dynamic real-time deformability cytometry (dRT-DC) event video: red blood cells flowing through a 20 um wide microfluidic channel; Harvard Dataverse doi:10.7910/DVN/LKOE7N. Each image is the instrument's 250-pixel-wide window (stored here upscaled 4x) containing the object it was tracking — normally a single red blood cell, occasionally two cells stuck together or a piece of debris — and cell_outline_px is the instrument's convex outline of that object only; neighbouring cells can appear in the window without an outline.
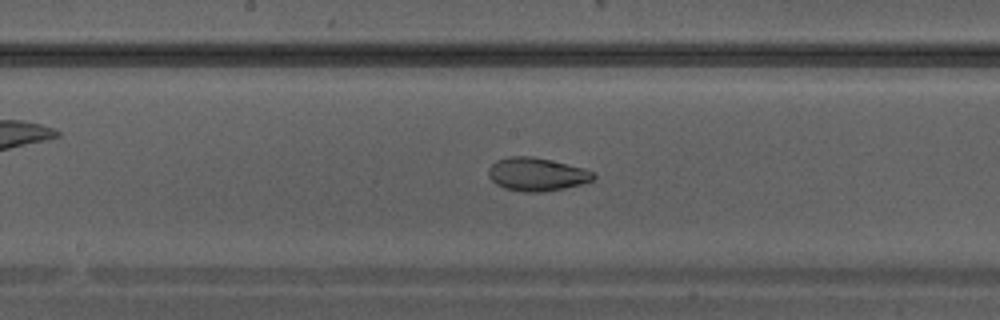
{"species": "Egyptian fruit bat (a non-hibernating species)", "species_latin": "Rousettus aegyptiacus", "temperature_condition": "warm", "stored_images_in_passage": 31, "camera_frame_rate_fps": 3000, "um_per_image_px": 0.085, "animal": {"sex": "male"}, "frame": {"image": 1, "passage_image": 14, "time_ms": 4.333, "image_size_px": [1000, 320], "cell_outline_px": [[596, 176], [592, 180], [580, 184], [564, 188], [544, 192], [524, 192], [504, 188], [496, 184], [488, 176], [488, 168], [496, 160], [508, 156], [532, 156], [552, 160], [584, 168], [596, 172]], "centroid_in_image_um": [45.62, 14.81], "position_along_channel_um": 202.6, "area_um2": 20.52}}
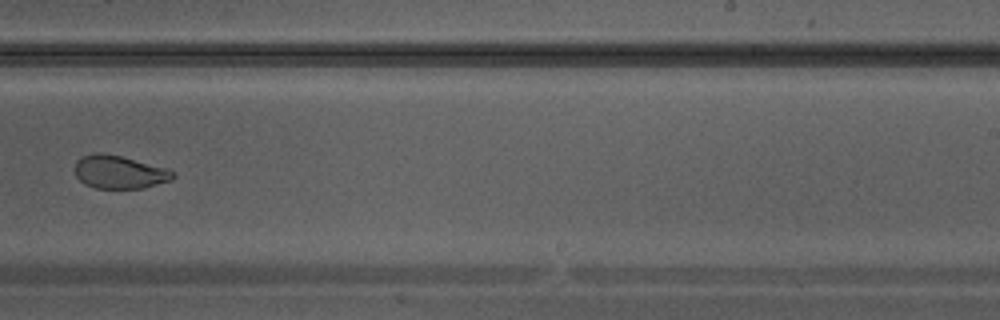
{"frame": {"image": 2, "passage_image": 18, "time_ms": 5.667, "image_size_px": [1000, 320], "cell_outline_px": [[176, 176], [172, 180], [140, 188], [96, 188], [84, 184], [76, 176], [72, 168], [76, 160], [84, 156], [96, 152], [100, 152], [120, 156], [168, 168], [176, 172]], "centroid_in_image_um": [10.13, 14.62], "position_along_channel_um": 278.9, "area_um2": 19.07}}